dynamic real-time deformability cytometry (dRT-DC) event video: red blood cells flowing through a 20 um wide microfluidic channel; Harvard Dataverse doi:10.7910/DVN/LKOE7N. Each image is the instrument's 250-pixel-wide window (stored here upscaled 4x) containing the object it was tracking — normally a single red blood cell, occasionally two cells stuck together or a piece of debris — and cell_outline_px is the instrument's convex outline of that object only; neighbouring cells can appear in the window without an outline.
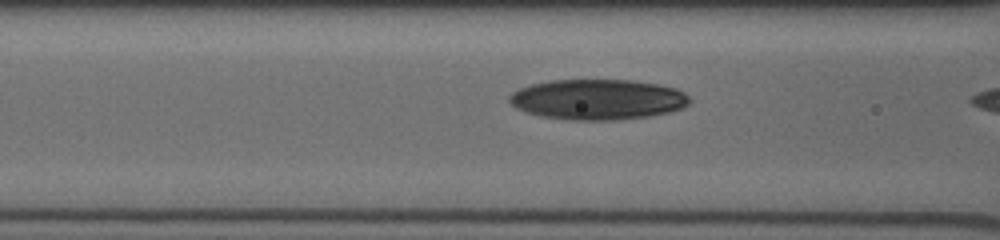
{"species": "human", "species_latin": "Homo sapiens", "temperature_condition": "cold", "stored_images_in_passage": 17, "camera_frame_rate_fps": 3000, "um_per_image_px": 0.085, "donor": {"sex": "male"}, "frame": {"image": 1, "passage_image": 15, "time_ms": 4.667, "image_size_px": [1000, 240], "cell_outline_px": [[688, 104], [680, 108], [668, 112], [648, 116], [612, 120], [572, 120], [544, 116], [524, 112], [516, 108], [508, 100], [508, 96], [512, 92], [520, 88], [532, 84], [548, 80], [632, 80], [656, 84], [676, 88], [684, 92], [688, 96]], "centroid_in_image_um": [50.76, 8.44], "position_along_channel_um": 115.8, "area_um2": 42.25}}